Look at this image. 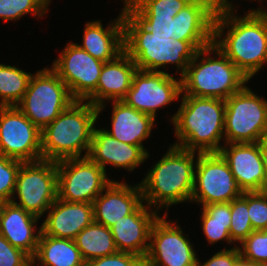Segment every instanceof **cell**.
<instances>
[{"mask_svg": "<svg viewBox=\"0 0 267 266\" xmlns=\"http://www.w3.org/2000/svg\"><path fill=\"white\" fill-rule=\"evenodd\" d=\"M32 258L23 250L12 246L0 234V266H29Z\"/></svg>", "mask_w": 267, "mask_h": 266, "instance_id": "37", "label": "cell"}, {"mask_svg": "<svg viewBox=\"0 0 267 266\" xmlns=\"http://www.w3.org/2000/svg\"><path fill=\"white\" fill-rule=\"evenodd\" d=\"M16 193L19 202L12 199V203L39 218L43 216L58 198L57 163L43 159L22 163L16 178Z\"/></svg>", "mask_w": 267, "mask_h": 266, "instance_id": "9", "label": "cell"}, {"mask_svg": "<svg viewBox=\"0 0 267 266\" xmlns=\"http://www.w3.org/2000/svg\"><path fill=\"white\" fill-rule=\"evenodd\" d=\"M248 216L253 230H267V191L248 192Z\"/></svg>", "mask_w": 267, "mask_h": 266, "instance_id": "35", "label": "cell"}, {"mask_svg": "<svg viewBox=\"0 0 267 266\" xmlns=\"http://www.w3.org/2000/svg\"><path fill=\"white\" fill-rule=\"evenodd\" d=\"M85 266H145L144 258L139 255L118 251L115 254L96 258L85 263Z\"/></svg>", "mask_w": 267, "mask_h": 266, "instance_id": "38", "label": "cell"}, {"mask_svg": "<svg viewBox=\"0 0 267 266\" xmlns=\"http://www.w3.org/2000/svg\"><path fill=\"white\" fill-rule=\"evenodd\" d=\"M143 202L140 183L134 186L112 180L92 202L94 222L111 228L115 222L132 214Z\"/></svg>", "mask_w": 267, "mask_h": 266, "instance_id": "17", "label": "cell"}, {"mask_svg": "<svg viewBox=\"0 0 267 266\" xmlns=\"http://www.w3.org/2000/svg\"><path fill=\"white\" fill-rule=\"evenodd\" d=\"M202 230L210 244L220 240L233 243L230 237L231 202L213 203L202 207Z\"/></svg>", "mask_w": 267, "mask_h": 266, "instance_id": "28", "label": "cell"}, {"mask_svg": "<svg viewBox=\"0 0 267 266\" xmlns=\"http://www.w3.org/2000/svg\"><path fill=\"white\" fill-rule=\"evenodd\" d=\"M95 59L108 62L124 51V26L122 12L104 28L100 21L85 24L83 43L77 44Z\"/></svg>", "mask_w": 267, "mask_h": 266, "instance_id": "24", "label": "cell"}, {"mask_svg": "<svg viewBox=\"0 0 267 266\" xmlns=\"http://www.w3.org/2000/svg\"><path fill=\"white\" fill-rule=\"evenodd\" d=\"M258 143H259V148L261 151L263 165H264V169H265V173L267 177V135L262 137Z\"/></svg>", "mask_w": 267, "mask_h": 266, "instance_id": "40", "label": "cell"}, {"mask_svg": "<svg viewBox=\"0 0 267 266\" xmlns=\"http://www.w3.org/2000/svg\"><path fill=\"white\" fill-rule=\"evenodd\" d=\"M0 156L23 163L42 160L41 130L17 106L0 107Z\"/></svg>", "mask_w": 267, "mask_h": 266, "instance_id": "12", "label": "cell"}, {"mask_svg": "<svg viewBox=\"0 0 267 266\" xmlns=\"http://www.w3.org/2000/svg\"><path fill=\"white\" fill-rule=\"evenodd\" d=\"M138 70L134 61L123 51L115 59L104 62L96 90L86 99L97 107L98 114L105 108V100L121 101L132 86Z\"/></svg>", "mask_w": 267, "mask_h": 266, "instance_id": "18", "label": "cell"}, {"mask_svg": "<svg viewBox=\"0 0 267 266\" xmlns=\"http://www.w3.org/2000/svg\"><path fill=\"white\" fill-rule=\"evenodd\" d=\"M216 12L214 0H192L175 16L173 38L182 41H213Z\"/></svg>", "mask_w": 267, "mask_h": 266, "instance_id": "23", "label": "cell"}, {"mask_svg": "<svg viewBox=\"0 0 267 266\" xmlns=\"http://www.w3.org/2000/svg\"><path fill=\"white\" fill-rule=\"evenodd\" d=\"M225 249L226 247L215 253L204 263L197 259V266H235L236 262L241 258L238 245L231 249Z\"/></svg>", "mask_w": 267, "mask_h": 266, "instance_id": "39", "label": "cell"}, {"mask_svg": "<svg viewBox=\"0 0 267 266\" xmlns=\"http://www.w3.org/2000/svg\"><path fill=\"white\" fill-rule=\"evenodd\" d=\"M182 93L181 78L166 71L137 70L132 86L123 101L137 111L156 118V111L179 99Z\"/></svg>", "mask_w": 267, "mask_h": 266, "instance_id": "14", "label": "cell"}, {"mask_svg": "<svg viewBox=\"0 0 267 266\" xmlns=\"http://www.w3.org/2000/svg\"><path fill=\"white\" fill-rule=\"evenodd\" d=\"M253 231L248 216V192H243L231 201L230 237L233 243H242Z\"/></svg>", "mask_w": 267, "mask_h": 266, "instance_id": "31", "label": "cell"}, {"mask_svg": "<svg viewBox=\"0 0 267 266\" xmlns=\"http://www.w3.org/2000/svg\"><path fill=\"white\" fill-rule=\"evenodd\" d=\"M240 244L238 248L243 259L267 266V230H254Z\"/></svg>", "mask_w": 267, "mask_h": 266, "instance_id": "33", "label": "cell"}, {"mask_svg": "<svg viewBox=\"0 0 267 266\" xmlns=\"http://www.w3.org/2000/svg\"><path fill=\"white\" fill-rule=\"evenodd\" d=\"M74 101L67 85L52 68L34 73L18 109L41 131Z\"/></svg>", "mask_w": 267, "mask_h": 266, "instance_id": "7", "label": "cell"}, {"mask_svg": "<svg viewBox=\"0 0 267 266\" xmlns=\"http://www.w3.org/2000/svg\"><path fill=\"white\" fill-rule=\"evenodd\" d=\"M225 145L221 147L219 153L226 160L241 191H267V177L259 143H227Z\"/></svg>", "mask_w": 267, "mask_h": 266, "instance_id": "16", "label": "cell"}, {"mask_svg": "<svg viewBox=\"0 0 267 266\" xmlns=\"http://www.w3.org/2000/svg\"><path fill=\"white\" fill-rule=\"evenodd\" d=\"M235 14L216 12L213 44L250 80L267 63V12Z\"/></svg>", "mask_w": 267, "mask_h": 266, "instance_id": "1", "label": "cell"}, {"mask_svg": "<svg viewBox=\"0 0 267 266\" xmlns=\"http://www.w3.org/2000/svg\"><path fill=\"white\" fill-rule=\"evenodd\" d=\"M56 163L58 198L66 202L92 204L112 181L89 157L68 158Z\"/></svg>", "mask_w": 267, "mask_h": 266, "instance_id": "11", "label": "cell"}, {"mask_svg": "<svg viewBox=\"0 0 267 266\" xmlns=\"http://www.w3.org/2000/svg\"><path fill=\"white\" fill-rule=\"evenodd\" d=\"M98 117L96 106L87 101H74L41 131L42 159L57 162L81 158L84 150V157H88Z\"/></svg>", "mask_w": 267, "mask_h": 266, "instance_id": "5", "label": "cell"}, {"mask_svg": "<svg viewBox=\"0 0 267 266\" xmlns=\"http://www.w3.org/2000/svg\"><path fill=\"white\" fill-rule=\"evenodd\" d=\"M144 203L110 228L118 251L133 253L142 258H145L149 249L152 225L159 217L157 210H152Z\"/></svg>", "mask_w": 267, "mask_h": 266, "instance_id": "19", "label": "cell"}, {"mask_svg": "<svg viewBox=\"0 0 267 266\" xmlns=\"http://www.w3.org/2000/svg\"><path fill=\"white\" fill-rule=\"evenodd\" d=\"M51 0H0V19L19 20L25 14L38 15V18L47 13Z\"/></svg>", "mask_w": 267, "mask_h": 266, "instance_id": "32", "label": "cell"}, {"mask_svg": "<svg viewBox=\"0 0 267 266\" xmlns=\"http://www.w3.org/2000/svg\"><path fill=\"white\" fill-rule=\"evenodd\" d=\"M39 219L14 203L5 202L0 212V234L12 246L23 250L32 258L41 234V226L36 230Z\"/></svg>", "mask_w": 267, "mask_h": 266, "instance_id": "22", "label": "cell"}, {"mask_svg": "<svg viewBox=\"0 0 267 266\" xmlns=\"http://www.w3.org/2000/svg\"><path fill=\"white\" fill-rule=\"evenodd\" d=\"M235 266H259L256 264H253L250 261H247L245 259H243L242 257L236 262Z\"/></svg>", "mask_w": 267, "mask_h": 266, "instance_id": "42", "label": "cell"}, {"mask_svg": "<svg viewBox=\"0 0 267 266\" xmlns=\"http://www.w3.org/2000/svg\"><path fill=\"white\" fill-rule=\"evenodd\" d=\"M171 121L178 141L174 146L199 153L219 152L224 138L225 100L182 95Z\"/></svg>", "mask_w": 267, "mask_h": 266, "instance_id": "3", "label": "cell"}, {"mask_svg": "<svg viewBox=\"0 0 267 266\" xmlns=\"http://www.w3.org/2000/svg\"><path fill=\"white\" fill-rule=\"evenodd\" d=\"M33 74L0 63V107L17 106L28 89Z\"/></svg>", "mask_w": 267, "mask_h": 266, "instance_id": "29", "label": "cell"}, {"mask_svg": "<svg viewBox=\"0 0 267 266\" xmlns=\"http://www.w3.org/2000/svg\"><path fill=\"white\" fill-rule=\"evenodd\" d=\"M23 162L0 156V202L14 198L18 170Z\"/></svg>", "mask_w": 267, "mask_h": 266, "instance_id": "34", "label": "cell"}, {"mask_svg": "<svg viewBox=\"0 0 267 266\" xmlns=\"http://www.w3.org/2000/svg\"><path fill=\"white\" fill-rule=\"evenodd\" d=\"M37 260L39 266H85L74 240L51 237L42 232L32 263Z\"/></svg>", "mask_w": 267, "mask_h": 266, "instance_id": "26", "label": "cell"}, {"mask_svg": "<svg viewBox=\"0 0 267 266\" xmlns=\"http://www.w3.org/2000/svg\"><path fill=\"white\" fill-rule=\"evenodd\" d=\"M112 129H105L109 135L120 142L143 146V141L149 138L155 119L143 112L128 106L123 100L113 101Z\"/></svg>", "mask_w": 267, "mask_h": 266, "instance_id": "25", "label": "cell"}, {"mask_svg": "<svg viewBox=\"0 0 267 266\" xmlns=\"http://www.w3.org/2000/svg\"><path fill=\"white\" fill-rule=\"evenodd\" d=\"M167 213L158 217L150 232L145 266H197L193 244L185 237L180 226L166 221Z\"/></svg>", "mask_w": 267, "mask_h": 266, "instance_id": "13", "label": "cell"}, {"mask_svg": "<svg viewBox=\"0 0 267 266\" xmlns=\"http://www.w3.org/2000/svg\"><path fill=\"white\" fill-rule=\"evenodd\" d=\"M48 210L41 232L51 237L74 240L85 227L94 222L91 203L66 202L57 198Z\"/></svg>", "mask_w": 267, "mask_h": 266, "instance_id": "21", "label": "cell"}, {"mask_svg": "<svg viewBox=\"0 0 267 266\" xmlns=\"http://www.w3.org/2000/svg\"><path fill=\"white\" fill-rule=\"evenodd\" d=\"M242 194L226 160L219 152H197L191 201L203 207L231 202Z\"/></svg>", "mask_w": 267, "mask_h": 266, "instance_id": "10", "label": "cell"}, {"mask_svg": "<svg viewBox=\"0 0 267 266\" xmlns=\"http://www.w3.org/2000/svg\"><path fill=\"white\" fill-rule=\"evenodd\" d=\"M124 51L139 70L163 71L159 68L176 64L182 76L198 50L213 41H182L170 36H154L125 7L122 9ZM159 69V70H158Z\"/></svg>", "mask_w": 267, "mask_h": 266, "instance_id": "2", "label": "cell"}, {"mask_svg": "<svg viewBox=\"0 0 267 266\" xmlns=\"http://www.w3.org/2000/svg\"><path fill=\"white\" fill-rule=\"evenodd\" d=\"M192 0H124L133 16L174 17Z\"/></svg>", "mask_w": 267, "mask_h": 266, "instance_id": "30", "label": "cell"}, {"mask_svg": "<svg viewBox=\"0 0 267 266\" xmlns=\"http://www.w3.org/2000/svg\"><path fill=\"white\" fill-rule=\"evenodd\" d=\"M224 138L227 143H257L267 135V100L245 85L225 100Z\"/></svg>", "mask_w": 267, "mask_h": 266, "instance_id": "8", "label": "cell"}, {"mask_svg": "<svg viewBox=\"0 0 267 266\" xmlns=\"http://www.w3.org/2000/svg\"><path fill=\"white\" fill-rule=\"evenodd\" d=\"M194 158L195 151L171 145L140 182L143 201L150 208L156 207L157 211L191 201L197 163V158Z\"/></svg>", "mask_w": 267, "mask_h": 266, "instance_id": "4", "label": "cell"}, {"mask_svg": "<svg viewBox=\"0 0 267 266\" xmlns=\"http://www.w3.org/2000/svg\"><path fill=\"white\" fill-rule=\"evenodd\" d=\"M249 12H267V10H264V9H262V8H258V9H255V10H251L250 9V11Z\"/></svg>", "mask_w": 267, "mask_h": 266, "instance_id": "43", "label": "cell"}, {"mask_svg": "<svg viewBox=\"0 0 267 266\" xmlns=\"http://www.w3.org/2000/svg\"><path fill=\"white\" fill-rule=\"evenodd\" d=\"M74 241L85 263L118 252L111 229L96 222L85 227Z\"/></svg>", "mask_w": 267, "mask_h": 266, "instance_id": "27", "label": "cell"}, {"mask_svg": "<svg viewBox=\"0 0 267 266\" xmlns=\"http://www.w3.org/2000/svg\"><path fill=\"white\" fill-rule=\"evenodd\" d=\"M61 52L53 62L52 69L67 85L75 100L86 101L97 88L104 62L72 42Z\"/></svg>", "mask_w": 267, "mask_h": 266, "instance_id": "15", "label": "cell"}, {"mask_svg": "<svg viewBox=\"0 0 267 266\" xmlns=\"http://www.w3.org/2000/svg\"><path fill=\"white\" fill-rule=\"evenodd\" d=\"M88 157L106 172V164L115 168L133 171L145 162L149 152L144 146H137L120 142L104 129H94Z\"/></svg>", "mask_w": 267, "mask_h": 266, "instance_id": "20", "label": "cell"}, {"mask_svg": "<svg viewBox=\"0 0 267 266\" xmlns=\"http://www.w3.org/2000/svg\"><path fill=\"white\" fill-rule=\"evenodd\" d=\"M154 36H175V16H134Z\"/></svg>", "mask_w": 267, "mask_h": 266, "instance_id": "36", "label": "cell"}, {"mask_svg": "<svg viewBox=\"0 0 267 266\" xmlns=\"http://www.w3.org/2000/svg\"><path fill=\"white\" fill-rule=\"evenodd\" d=\"M214 2L216 3L217 11L234 12L236 10L229 0H214Z\"/></svg>", "mask_w": 267, "mask_h": 266, "instance_id": "41", "label": "cell"}, {"mask_svg": "<svg viewBox=\"0 0 267 266\" xmlns=\"http://www.w3.org/2000/svg\"><path fill=\"white\" fill-rule=\"evenodd\" d=\"M211 53H216L215 57L218 58L210 57ZM248 81L235 64L211 44L198 50L189 62L186 72L181 76V94L226 100Z\"/></svg>", "mask_w": 267, "mask_h": 266, "instance_id": "6", "label": "cell"}]
</instances>
